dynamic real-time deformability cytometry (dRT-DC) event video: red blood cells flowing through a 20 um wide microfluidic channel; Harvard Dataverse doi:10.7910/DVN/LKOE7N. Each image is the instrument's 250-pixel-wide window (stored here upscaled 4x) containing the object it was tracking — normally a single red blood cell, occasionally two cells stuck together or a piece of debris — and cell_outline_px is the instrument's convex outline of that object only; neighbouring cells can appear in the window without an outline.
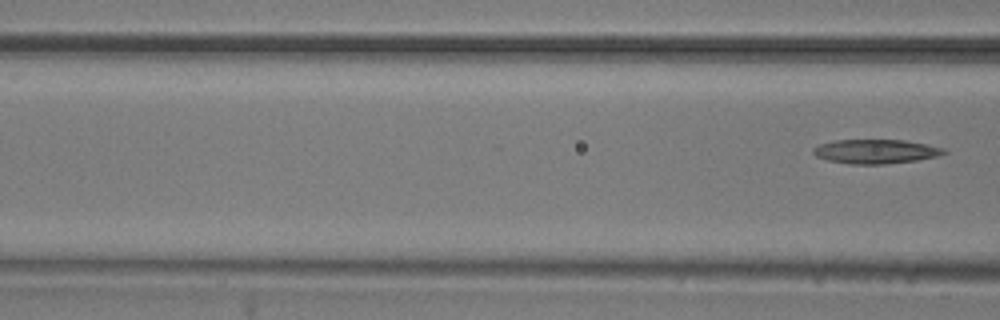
{"species": "common noctule bat (a hibernating species)", "species_latin": "Nyctalus noctula", "temperature_condition": "room temperature", "stored_images_in_passage": 7, "segment_of_instrument_passage": [2, 2], "camera_frame_rate_fps": 3000, "um_per_image_px": 0.085, "animal": {"sex": "male", "body_mass_g": 20.5, "forearm_length_mm": 52.5}, "frame": {"image": 1, "passage_image": 7, "time_ms": 7.667, "image_size_px": [1000, 320], "cell_outline_px": [[948, 152], [936, 156], [916, 160], [884, 164], [852, 164], [828, 160], [816, 156], [812, 152], [812, 148], [820, 144], [836, 140], [904, 140], [928, 144], [944, 148]], "centroid_in_image_um": [74.43, 12.87], "position_along_channel_um": 92.2, "area_um2": 18.32}}